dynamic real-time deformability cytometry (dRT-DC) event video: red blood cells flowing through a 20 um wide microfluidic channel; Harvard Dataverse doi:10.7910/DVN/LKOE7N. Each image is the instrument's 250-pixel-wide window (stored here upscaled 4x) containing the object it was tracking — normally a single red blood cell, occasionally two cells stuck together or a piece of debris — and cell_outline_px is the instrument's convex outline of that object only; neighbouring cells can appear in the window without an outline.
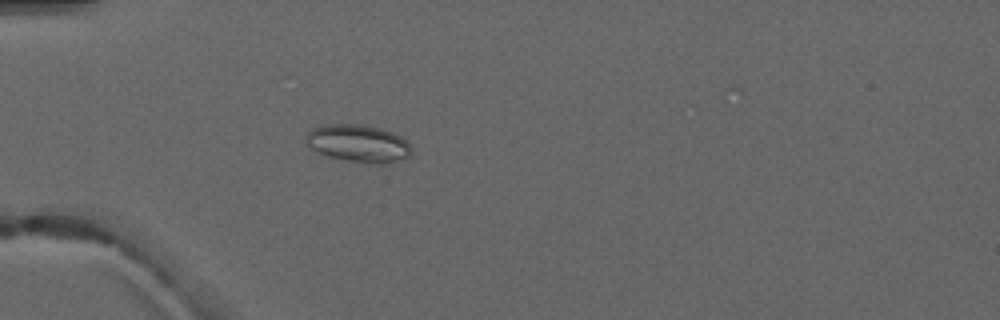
{"species": "common noctule bat (a hibernating species)", "species_latin": "Nyctalus noctula", "temperature_condition": "warm", "stored_images_in_passage": 4, "camera_frame_rate_fps": 3000, "um_per_image_px": 0.085, "animal": {"sex": "male", "forearm_length_mm": 52.5}, "frame": {"image": 1, "passage_image": 4, "time_ms": 4.667, "image_size_px": [1000, 320], "cell_outline_px": [[412, 152], [408, 156], [396, 160], [380, 164], [372, 164], [348, 160], [328, 156], [316, 152], [308, 148], [308, 132], [312, 128], [324, 124], [360, 124], [380, 128], [392, 132], [400, 136], [412, 148]], "centroid_in_image_um": [30.43, 12.18], "position_along_channel_um": 54.6, "area_um2": 22.83}}